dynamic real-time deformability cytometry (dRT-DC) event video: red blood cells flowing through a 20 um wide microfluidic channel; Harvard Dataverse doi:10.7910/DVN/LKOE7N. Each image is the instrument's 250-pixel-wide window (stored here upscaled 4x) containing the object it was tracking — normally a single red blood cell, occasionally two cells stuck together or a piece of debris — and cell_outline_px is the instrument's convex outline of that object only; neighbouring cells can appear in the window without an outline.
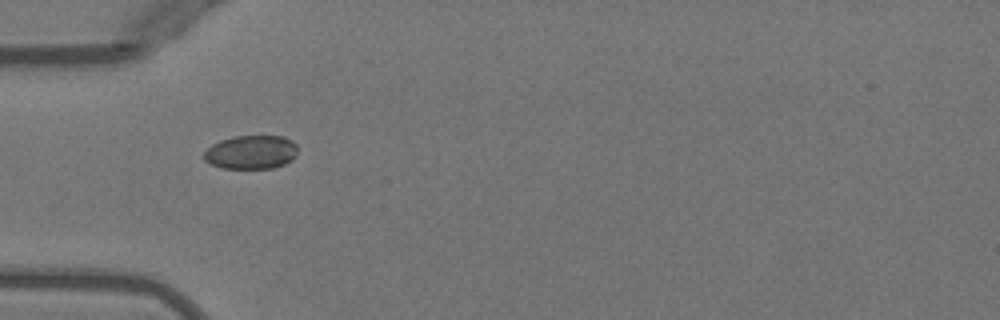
{"species": "Egyptian fruit bat (a non-hibernating species)", "species_latin": "Rousettus aegyptiacus", "temperature_condition": "warm", "stored_images_in_passage": 36, "camera_frame_rate_fps": 3000, "um_per_image_px": 0.085, "animal": {"sex": "female"}, "frame": {"image": 1, "passage_image": 1, "time_ms": 0.0, "image_size_px": [1000, 320], "cell_outline_px": [[296, 156], [292, 160], [284, 164], [272, 168], [224, 168], [212, 164], [204, 160], [204, 152], [212, 144], [220, 140], [232, 136], [284, 136], [292, 140], [296, 144]], "centroid_in_image_um": [21.36, 12.92], "position_along_channel_um": 63.6, "area_um2": 18.44}}
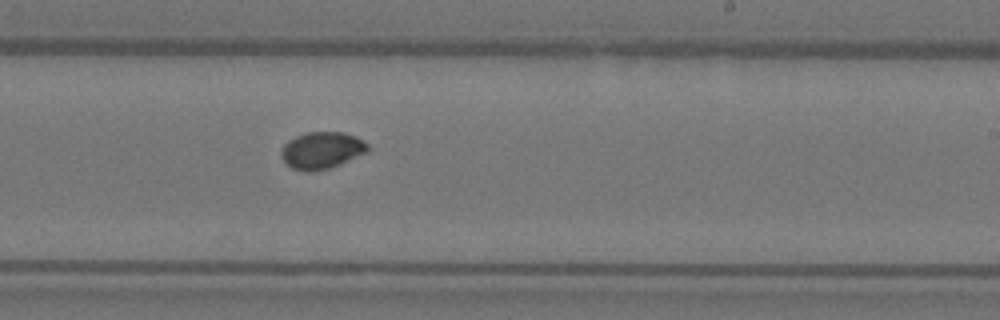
{"frame": {"image": 2, "passage_image": 16, "time_ms": 5.0, "image_size_px": [1000, 320], "cell_outline_px": [[368, 152], [328, 168], [312, 172], [292, 168], [280, 156], [280, 152], [284, 144], [288, 140], [296, 136], [308, 132], [344, 132], [356, 136], [368, 144]], "centroid_in_image_um": [27.34, 12.76], "position_along_channel_um": 261.7, "area_um2": 18.44}}
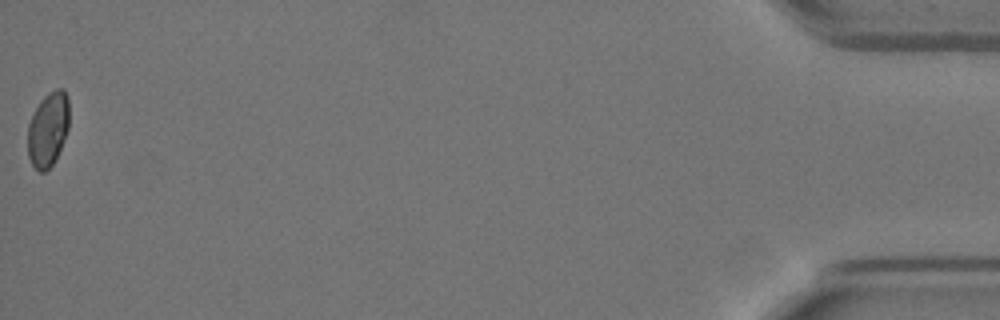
{"frame": {"image": 3, "passage_image": 36, "time_ms": 11.667, "image_size_px": [1000, 320], "cell_outline_px": [[68, 128], [60, 148], [52, 164], [44, 172], [40, 172], [32, 164], [28, 156], [28, 124], [40, 100], [48, 92], [56, 88], [64, 88], [68, 96]], "centroid_in_image_um": [4.08, 10.94], "position_along_channel_um": 431.1, "area_um2": 17.8}}